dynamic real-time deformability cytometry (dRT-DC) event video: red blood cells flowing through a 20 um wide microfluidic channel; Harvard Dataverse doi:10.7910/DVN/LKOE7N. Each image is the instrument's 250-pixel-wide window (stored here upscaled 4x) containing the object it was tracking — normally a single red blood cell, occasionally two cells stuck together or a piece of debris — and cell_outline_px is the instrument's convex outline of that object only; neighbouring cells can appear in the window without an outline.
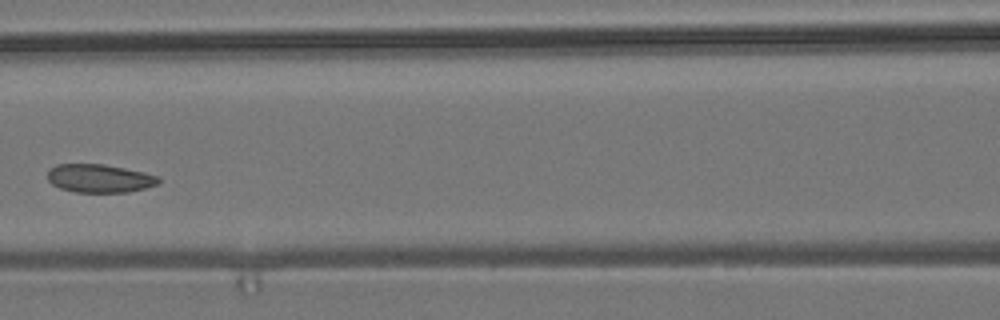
{"species": "common noctule bat (a hibernating species)", "species_latin": "Nyctalus noctula", "temperature_condition": "room temperature", "stored_images_in_passage": 8, "camera_frame_rate_fps": 3000, "um_per_image_px": 0.085, "animal": {"sex": "male", "body_mass_g": 19.2, "forearm_length_mm": 51.8}, "frame": {"image": 1, "passage_image": 5, "time_ms": 5.667, "image_size_px": [1000, 320], "cell_outline_px": [[160, 184], [128, 192], [76, 192], [60, 188], [52, 184], [48, 180], [48, 168], [56, 164], [104, 164], [144, 172], [160, 176]], "centroid_in_image_um": [8.47, 15.15], "position_along_channel_um": 158.1, "area_um2": 18.44}}
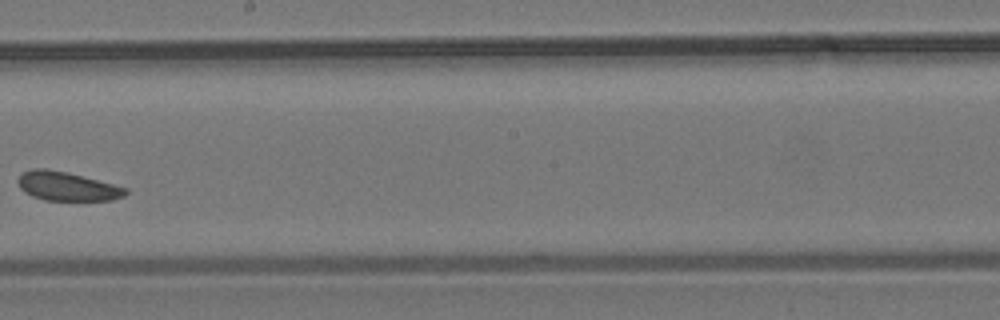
{"frame": {"image": 2, "passage_image": 7, "time_ms": 8.0, "image_size_px": [1000, 320], "cell_outline_px": [[128, 192], [124, 196], [112, 200], [44, 200], [32, 196], [24, 192], [20, 188], [16, 180], [24, 172], [32, 168], [44, 168], [68, 172], [128, 188]], "centroid_in_image_um": [5.69, 15.83], "position_along_channel_um": 242.5, "area_um2": 18.15}}
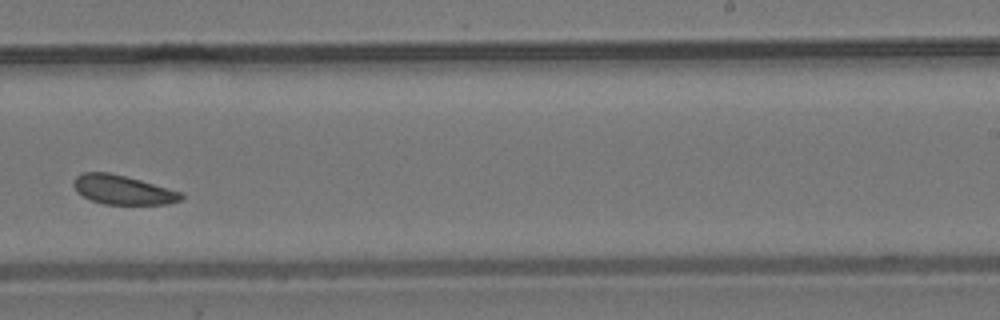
{"frame": {"image": 3, "passage_image": 8, "time_ms": 9.0, "image_size_px": [1000, 320], "cell_outline_px": [[184, 196], [180, 200], [168, 204], [104, 204], [92, 200], [76, 192], [72, 184], [72, 180], [76, 176], [84, 172], [108, 172], [140, 180], [184, 192]], "centroid_in_image_um": [10.43, 16.13], "position_along_channel_um": 278.6, "area_um2": 18.32}}